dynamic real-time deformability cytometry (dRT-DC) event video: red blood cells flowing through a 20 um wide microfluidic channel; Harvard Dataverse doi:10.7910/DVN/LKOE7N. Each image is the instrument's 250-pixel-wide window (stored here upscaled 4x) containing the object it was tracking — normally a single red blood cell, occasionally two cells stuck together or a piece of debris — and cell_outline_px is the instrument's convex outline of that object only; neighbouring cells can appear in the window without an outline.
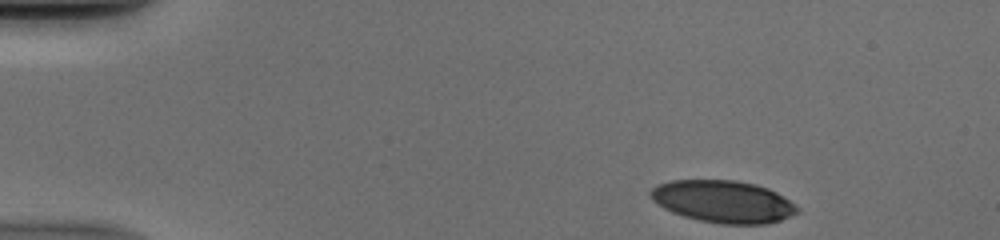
{"species": "human", "species_latin": "Homo sapiens", "temperature_condition": "cold", "stored_images_in_passage": 39, "camera_frame_rate_fps": 3000, "um_per_image_px": 0.085, "donor": {"sex": "male"}, "frame": {"image": 1, "passage_image": 1, "time_ms": 0.0, "image_size_px": [1000, 240], "cell_outline_px": [[800, 212], [780, 220], [768, 224], [720, 224], [700, 220], [684, 216], [672, 212], [664, 208], [652, 200], [648, 196], [648, 192], [656, 184], [672, 180], [736, 180], [756, 184], [768, 188], [776, 192], [796, 204]], "centroid_in_image_um": [61.46, 17.12], "position_along_channel_um": 23.5, "area_um2": 36.36}}
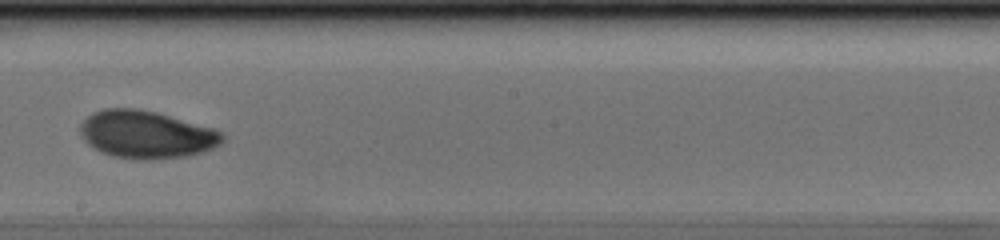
{"frame": {"image": 2, "passage_image": 24, "time_ms": 7.667, "image_size_px": [1000, 240], "cell_outline_px": [[224, 140], [220, 144], [204, 152], [188, 156], [156, 160], [132, 160], [112, 156], [100, 152], [92, 148], [80, 136], [80, 124], [92, 112], [104, 108], [136, 108], [156, 112], [212, 128], [224, 132]], "centroid_in_image_um": [12.42, 11.45], "position_along_channel_um": 235.8, "area_um2": 40.0}}
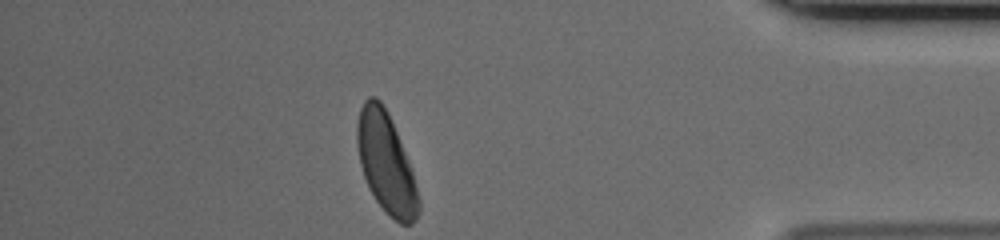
{"frame": {"image": 3, "passage_image": 39, "time_ms": 12.667, "image_size_px": [1000, 240], "cell_outline_px": [[420, 212], [416, 220], [412, 224], [400, 224], [388, 216], [376, 200], [368, 188], [360, 164], [356, 140], [356, 124], [360, 108], [364, 100], [368, 96], [376, 96], [380, 100], [388, 112], [408, 160], [412, 172], [420, 200]], "centroid_in_image_um": [32.8, 13.87], "position_along_channel_um": 402.4, "area_um2": 36.07}}